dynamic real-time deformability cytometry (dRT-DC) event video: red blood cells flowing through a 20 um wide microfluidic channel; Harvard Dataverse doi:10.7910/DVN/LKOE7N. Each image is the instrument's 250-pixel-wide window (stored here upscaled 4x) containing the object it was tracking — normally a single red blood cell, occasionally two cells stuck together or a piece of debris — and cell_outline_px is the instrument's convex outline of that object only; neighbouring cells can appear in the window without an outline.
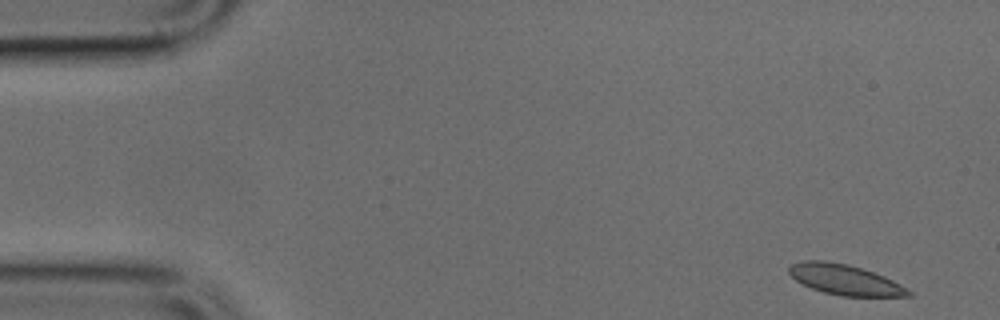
{"species": "common noctule bat (a hibernating species)", "species_latin": "Nyctalus noctula", "temperature_condition": "cold", "stored_images_in_passage": 3, "camera_frame_rate_fps": 3000, "um_per_image_px": 0.085, "animal": {"sex": "male", "body_mass_g": 17.9, "forearm_length_mm": 54.2}, "frame": {"image": 1, "passage_image": 1, "time_ms": 0.0, "image_size_px": [1000, 320], "cell_outline_px": [[912, 296], [840, 296], [824, 292], [812, 288], [796, 280], [788, 272], [788, 268], [792, 264], [804, 260], [824, 260], [848, 264], [884, 276], [900, 284], [912, 292]], "centroid_in_image_um": [71.81, 23.77], "position_along_channel_um": 13.2, "area_um2": 20.92}}
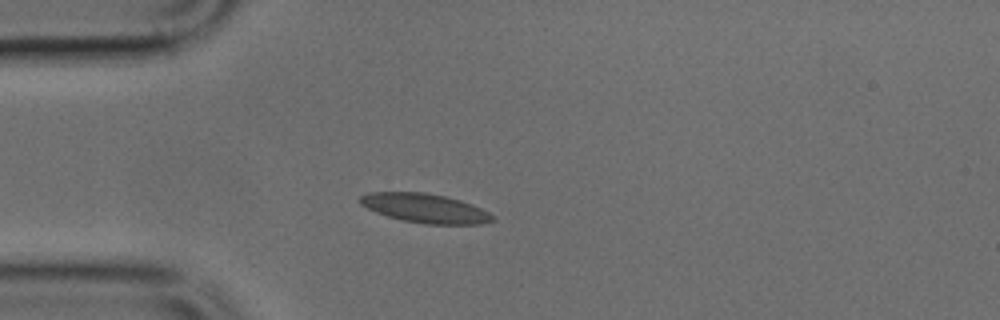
{"frame": {"image": 2, "passage_image": 3, "time_ms": 0.667, "image_size_px": [1000, 320], "cell_outline_px": [[496, 220], [480, 224], [428, 224], [404, 220], [388, 216], [376, 212], [360, 204], [360, 196], [368, 192], [424, 192], [444, 196], [460, 200], [472, 204], [496, 216]], "centroid_in_image_um": [36.16, 17.69], "position_along_channel_um": 48.8, "area_um2": 22.37}}